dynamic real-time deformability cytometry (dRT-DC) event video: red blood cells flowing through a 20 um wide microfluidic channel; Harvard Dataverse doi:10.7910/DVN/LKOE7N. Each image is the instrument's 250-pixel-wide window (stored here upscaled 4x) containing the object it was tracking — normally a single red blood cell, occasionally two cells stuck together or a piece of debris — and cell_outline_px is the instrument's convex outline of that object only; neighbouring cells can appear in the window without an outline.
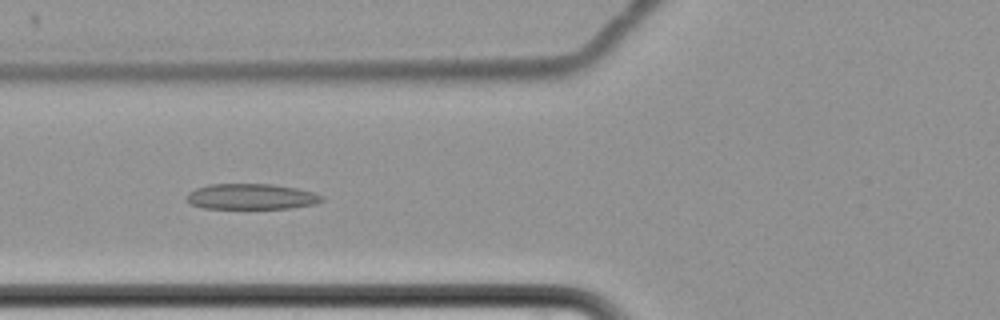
{"species": "common noctule bat (a hibernating species)", "species_latin": "Nyctalus noctula", "temperature_condition": "cold", "stored_images_in_passage": 7, "camera_frame_rate_fps": 3000, "um_per_image_px": 0.085, "animal": {"sex": "female", "body_mass_g": 22.7, "forearm_length_mm": 54.2}, "frame": {"image": 1, "passage_image": 6, "time_ms": 6.0, "image_size_px": [1000, 320], "cell_outline_px": [[324, 200], [316, 204], [292, 208], [204, 208], [192, 204], [188, 200], [188, 192], [196, 188], [208, 184], [272, 184], [296, 188], [312, 192], [324, 196]], "centroid_in_image_um": [21.4, 16.7], "position_along_channel_um": 104.4, "area_um2": 20.11}}
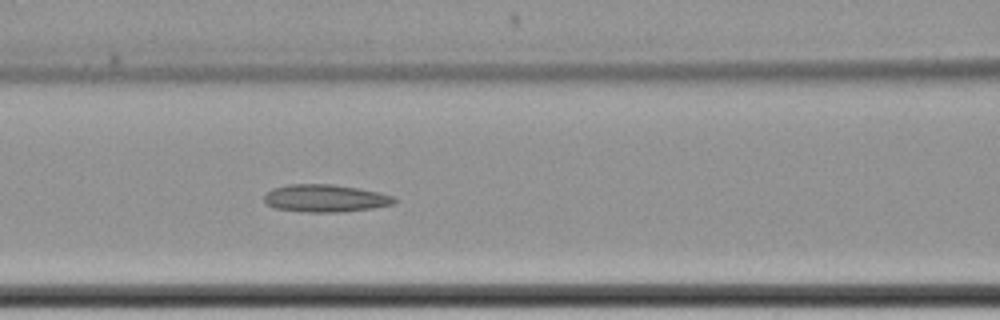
{"frame": {"image": 2, "passage_image": 7, "time_ms": 7.0, "image_size_px": [1000, 320], "cell_outline_px": [[400, 200], [396, 204], [372, 208], [340, 212], [308, 212], [276, 208], [264, 204], [264, 196], [272, 188], [288, 184], [332, 184], [360, 188], [380, 192], [392, 196]], "centroid_in_image_um": [27.69, 16.85], "position_along_channel_um": 138.9, "area_um2": 21.1}}